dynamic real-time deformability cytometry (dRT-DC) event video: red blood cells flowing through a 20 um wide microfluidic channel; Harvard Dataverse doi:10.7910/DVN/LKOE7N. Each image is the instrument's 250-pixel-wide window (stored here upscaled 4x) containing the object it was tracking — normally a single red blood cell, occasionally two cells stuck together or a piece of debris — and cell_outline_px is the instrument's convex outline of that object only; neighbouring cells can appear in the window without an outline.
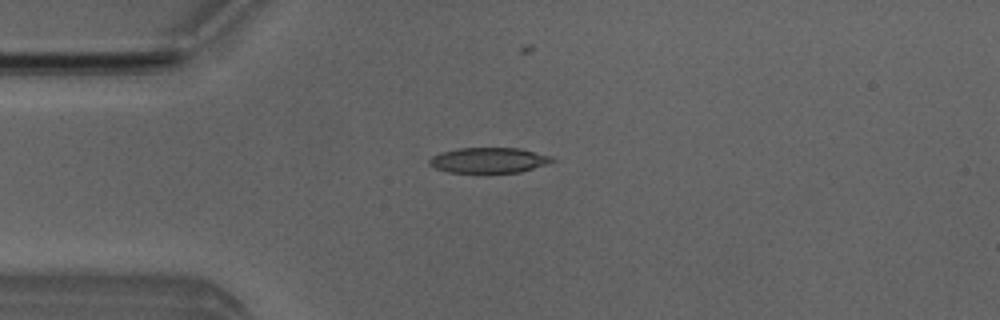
{"species": "Egyptian fruit bat (a non-hibernating species)", "species_latin": "Rousettus aegyptiacus", "temperature_condition": "room temperature", "stored_images_in_passage": 7, "camera_frame_rate_fps": 3000, "um_per_image_px": 0.085, "animal": {"sex": "male"}, "frame": {"image": 1, "passage_image": 1, "time_ms": 0.0, "image_size_px": [1000, 320], "cell_outline_px": [[556, 160], [520, 172], [488, 176], [448, 172], [436, 168], [428, 164], [428, 160], [432, 156], [440, 152], [460, 148], [520, 148], [552, 156]], "centroid_in_image_um": [41.5, 13.67], "position_along_channel_um": 43.5, "area_um2": 19.02}}